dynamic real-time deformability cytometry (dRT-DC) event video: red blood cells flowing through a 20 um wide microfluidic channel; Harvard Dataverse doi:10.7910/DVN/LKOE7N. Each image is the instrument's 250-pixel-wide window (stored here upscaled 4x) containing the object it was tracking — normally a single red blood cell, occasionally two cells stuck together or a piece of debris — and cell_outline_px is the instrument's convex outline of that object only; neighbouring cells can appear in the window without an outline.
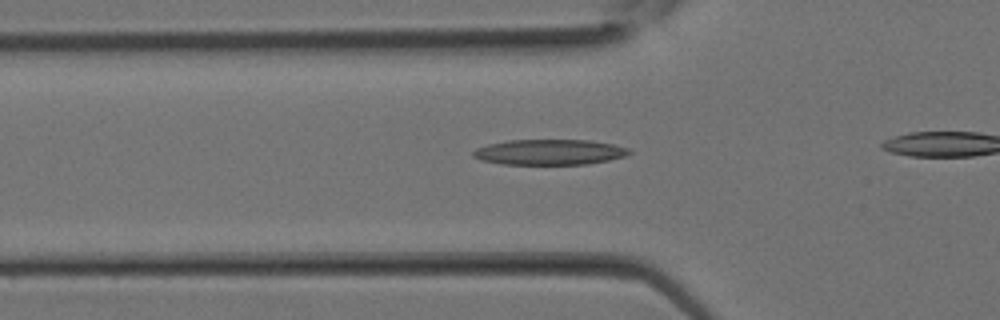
{"species": "Egyptian fruit bat (a non-hibernating species)", "species_latin": "Rousettus aegyptiacus", "temperature_condition": "room temperature", "stored_images_in_passage": 12, "camera_frame_rate_fps": 3000, "um_per_image_px": 0.085, "animal": {"sex": "female"}, "frame": {"image": 1, "passage_image": 3, "time_ms": 0.667, "image_size_px": [1000, 320], "cell_outline_px": [[632, 152], [624, 156], [608, 160], [588, 164], [504, 164], [480, 160], [472, 156], [472, 152], [476, 148], [488, 144], [508, 140], [592, 140], [612, 144], [628, 148]], "centroid_in_image_um": [46.68, 12.92], "position_along_channel_um": 79.1, "area_um2": 23.12}}
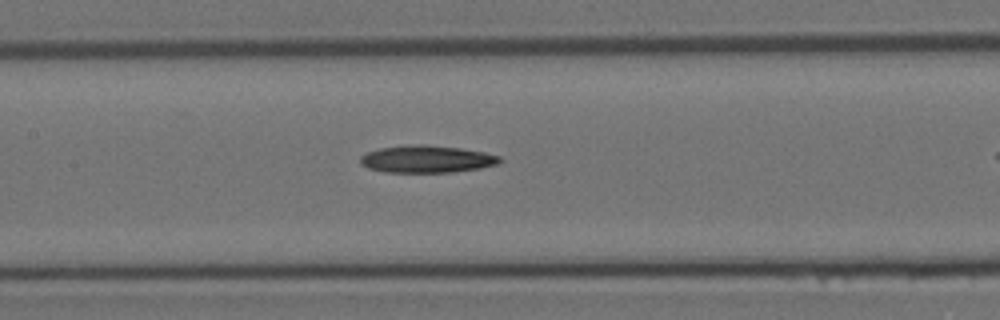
{"frame": {"image": 2, "passage_image": 7, "time_ms": 2.0, "image_size_px": [1000, 320], "cell_outline_px": [[500, 160], [496, 164], [480, 168], [452, 172], [384, 172], [368, 168], [360, 164], [360, 156], [364, 152], [380, 148], [408, 144], [424, 144], [460, 148], [484, 152], [500, 156]], "centroid_in_image_um": [36.2, 13.51], "position_along_channel_um": 171.2, "area_um2": 22.25}}
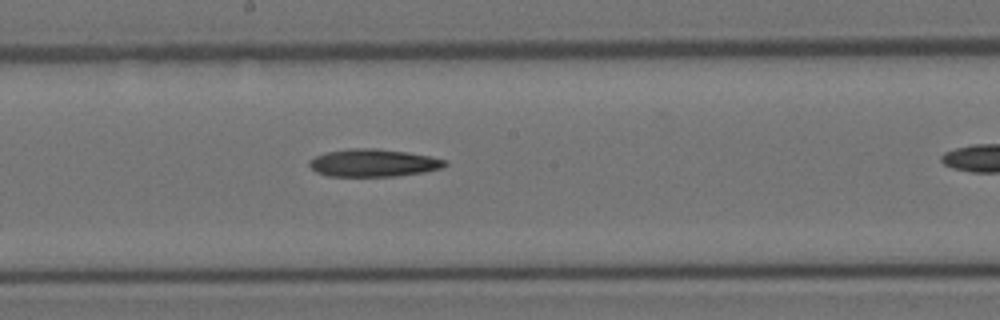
{"frame": {"image": 3, "passage_image": 9, "time_ms": 2.667, "image_size_px": [1000, 320], "cell_outline_px": [[448, 164], [440, 168], [424, 172], [396, 176], [328, 176], [316, 172], [308, 164], [308, 160], [324, 152], [348, 148], [376, 148], [408, 152], [448, 160]], "centroid_in_image_um": [31.71, 13.84], "position_along_channel_um": 216.5, "area_um2": 21.96}}